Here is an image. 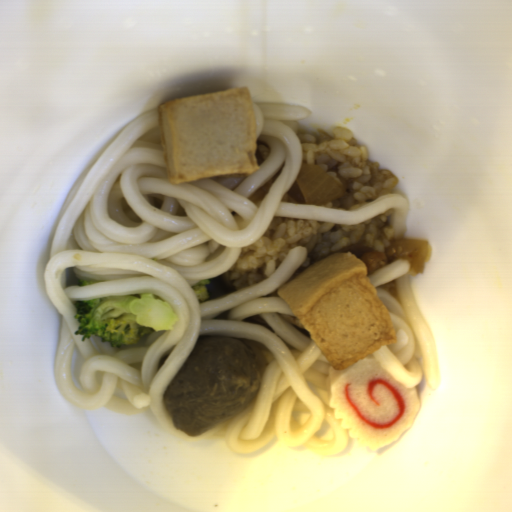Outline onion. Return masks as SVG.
<instances>
[{
    "mask_svg": "<svg viewBox=\"0 0 512 512\" xmlns=\"http://www.w3.org/2000/svg\"><path fill=\"white\" fill-rule=\"evenodd\" d=\"M296 182L307 205L323 206L344 193L338 181L319 165L303 163Z\"/></svg>",
    "mask_w": 512,
    "mask_h": 512,
    "instance_id": "onion-1",
    "label": "onion"
}]
</instances>
